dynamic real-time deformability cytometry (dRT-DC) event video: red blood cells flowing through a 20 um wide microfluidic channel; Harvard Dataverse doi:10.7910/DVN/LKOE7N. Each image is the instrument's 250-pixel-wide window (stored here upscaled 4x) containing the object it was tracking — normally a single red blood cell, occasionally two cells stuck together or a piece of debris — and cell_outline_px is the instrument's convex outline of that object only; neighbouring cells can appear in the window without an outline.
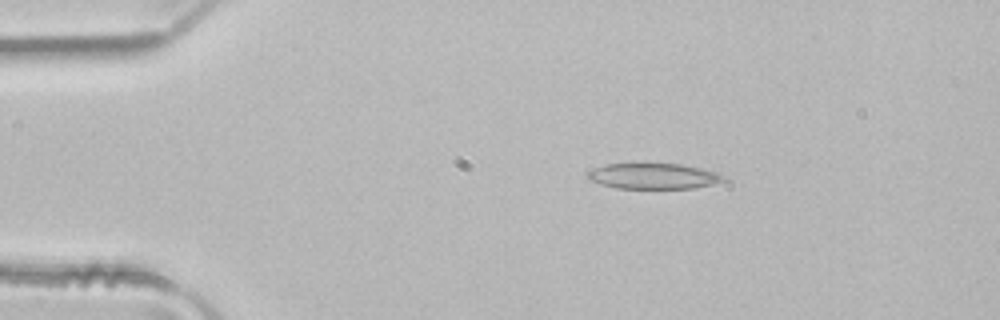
{"species": "common noctule bat (a hibernating species)", "species_latin": "Nyctalus noctula", "temperature_condition": "room temperature", "stored_images_in_passage": 2, "camera_frame_rate_fps": 3000, "um_per_image_px": 0.085, "animal": {"sex": "male", "body_mass_g": 21.5, "forearm_length_mm": 52.0}, "frame": {"image": 1, "passage_image": 1, "time_ms": 0.0, "image_size_px": [1000, 320], "cell_outline_px": [[728, 180], [696, 188], [616, 188], [600, 184], [588, 180], [588, 172], [604, 164], [632, 160], [644, 160], [680, 164], [700, 168], [716, 172], [728, 176]], "centroid_in_image_um": [55.52, 14.91], "position_along_channel_um": 29.5, "area_um2": 21.56}}